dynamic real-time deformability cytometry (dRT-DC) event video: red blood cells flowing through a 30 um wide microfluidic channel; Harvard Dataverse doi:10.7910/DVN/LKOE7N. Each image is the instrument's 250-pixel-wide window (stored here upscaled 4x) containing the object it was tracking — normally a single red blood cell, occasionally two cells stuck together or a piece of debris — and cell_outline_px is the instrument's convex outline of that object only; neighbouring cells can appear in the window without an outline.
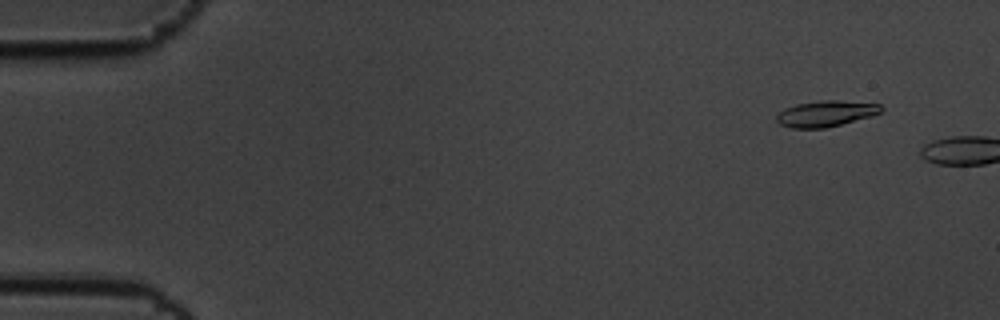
{"species": "common noctule bat (a hibernating species)", "species_latin": "Nyctalus noctula", "temperature_condition": "cold", "stored_images_in_passage": 7, "camera_frame_rate_fps": 3000, "um_per_image_px": 0.085, "animal": {"sex": "male", "body_mass_g": 19.5, "forearm_length_mm": 54.6}, "frame": {"image": 1, "passage_image": 5, "time_ms": 1.333, "image_size_px": [1000, 320], "cell_outline_px": [[884, 108], [880, 112], [872, 116], [824, 128], [792, 128], [780, 124], [776, 120], [776, 116], [784, 108], [796, 104], [820, 100], [836, 100], [880, 104]], "centroid_in_image_um": [70.18, 9.65], "position_along_channel_um": 14.8, "area_um2": 15.72}}